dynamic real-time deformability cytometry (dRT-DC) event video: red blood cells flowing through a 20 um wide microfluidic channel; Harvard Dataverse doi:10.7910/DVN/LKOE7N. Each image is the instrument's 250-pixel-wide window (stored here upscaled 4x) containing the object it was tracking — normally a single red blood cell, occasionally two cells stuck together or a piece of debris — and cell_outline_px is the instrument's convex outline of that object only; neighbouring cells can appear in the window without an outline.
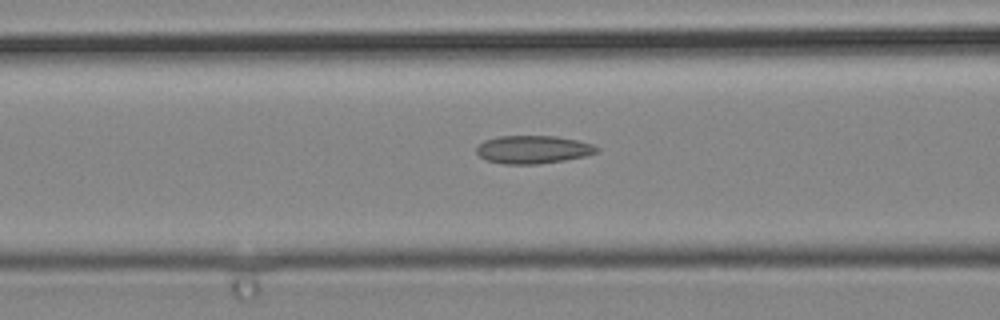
{"species": "common noctule bat (a hibernating species)", "species_latin": "Nyctalus noctula", "temperature_condition": "cold", "stored_images_in_passage": 26, "camera_frame_rate_fps": 3000, "um_per_image_px": 0.085, "animal": {"sex": "male", "body_mass_g": 19.2, "forearm_length_mm": 51.8}, "frame": {"image": 1, "passage_image": 11, "time_ms": 3.333, "image_size_px": [1000, 320], "cell_outline_px": [[600, 152], [584, 156], [564, 160], [540, 164], [504, 164], [484, 160], [476, 152], [476, 148], [484, 140], [500, 136], [556, 136], [576, 140], [592, 144], [600, 148]], "centroid_in_image_um": [45.31, 12.71], "position_along_channel_um": 121.3, "area_um2": 19.71}}
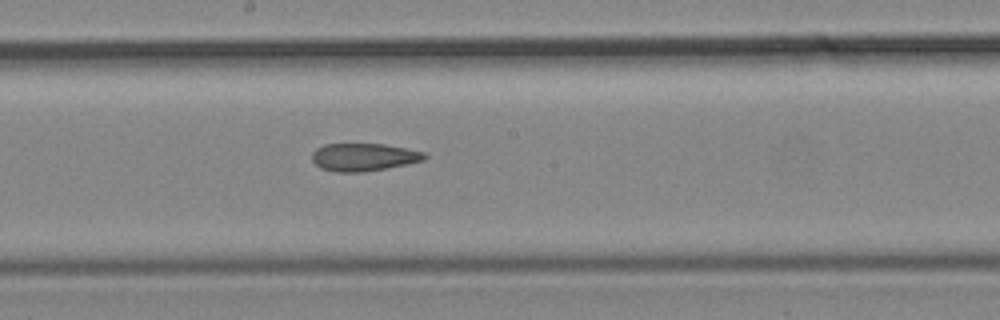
{"frame": {"image": 2, "passage_image": 17, "time_ms": 5.333, "image_size_px": [1000, 320], "cell_outline_px": [[428, 156], [424, 160], [384, 168], [360, 172], [336, 172], [320, 168], [312, 160], [312, 152], [316, 148], [324, 144], [384, 144], [424, 152]], "centroid_in_image_um": [30.87, 13.35], "position_along_channel_um": 217.3, "area_um2": 17.98}}
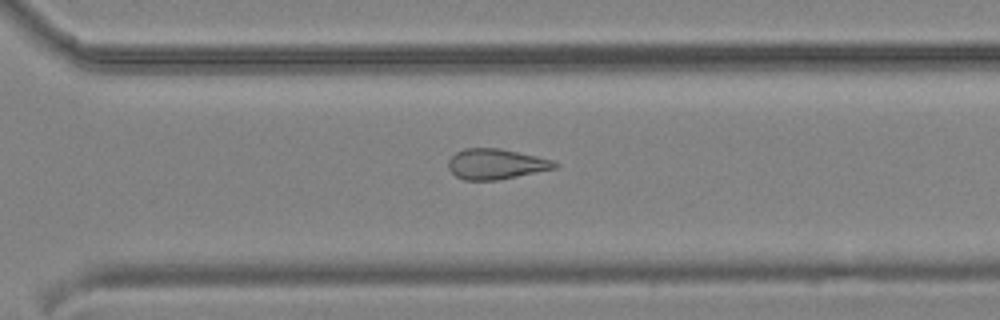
{"frame": {"image": 3, "passage_image": 24, "time_ms": 7.667, "image_size_px": [1000, 320], "cell_outline_px": [[560, 164], [556, 168], [496, 180], [464, 180], [456, 176], [448, 168], [448, 160], [456, 152], [464, 148], [500, 148], [556, 160]], "centroid_in_image_um": [42.17, 13.93], "position_along_channel_um": 328.4, "area_um2": 18.9}}